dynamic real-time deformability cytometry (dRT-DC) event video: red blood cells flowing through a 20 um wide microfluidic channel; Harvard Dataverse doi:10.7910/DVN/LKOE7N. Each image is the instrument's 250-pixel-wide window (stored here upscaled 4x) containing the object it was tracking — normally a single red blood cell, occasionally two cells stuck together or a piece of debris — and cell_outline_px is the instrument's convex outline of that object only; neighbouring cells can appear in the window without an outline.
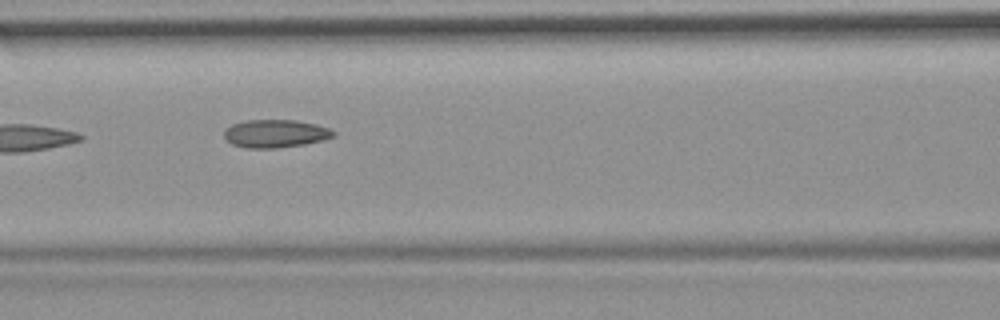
{"species": "common noctule bat (a hibernating species)", "species_latin": "Nyctalus noctula", "temperature_condition": "room temperature", "stored_images_in_passage": 13, "camera_frame_rate_fps": 3000, "um_per_image_px": 0.085, "animal": {"sex": "female", "body_mass_g": 19.9}, "frame": {"image": 1, "passage_image": 6, "time_ms": 1.667, "image_size_px": [1000, 320], "cell_outline_px": [[336, 132], [332, 136], [320, 140], [304, 144], [276, 148], [248, 148], [232, 144], [224, 136], [224, 132], [232, 124], [248, 120], [296, 120], [316, 124], [328, 128]], "centroid_in_image_um": [23.4, 11.35], "position_along_channel_um": 143.2, "area_um2": 17.51}}